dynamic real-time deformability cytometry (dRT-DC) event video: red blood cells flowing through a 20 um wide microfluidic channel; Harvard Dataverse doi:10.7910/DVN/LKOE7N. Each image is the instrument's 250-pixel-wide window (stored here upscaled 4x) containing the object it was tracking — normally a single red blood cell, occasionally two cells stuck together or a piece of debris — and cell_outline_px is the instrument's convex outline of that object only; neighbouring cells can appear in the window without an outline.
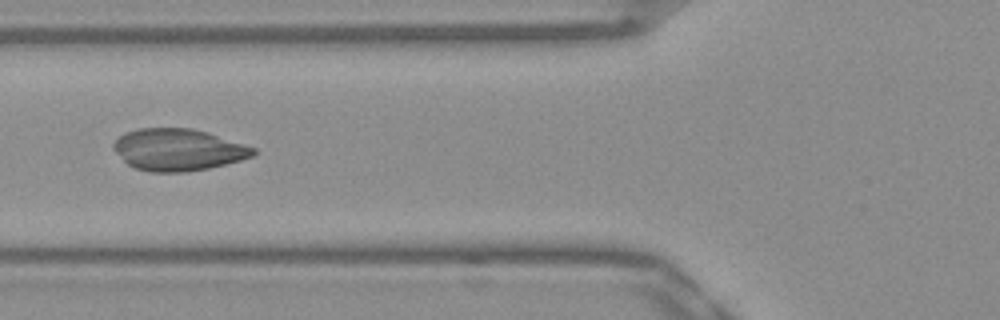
{"species": "Egyptian fruit bat (a non-hibernating species)", "species_latin": "Rousettus aegyptiacus", "temperature_condition": "warm", "stored_images_in_passage": 37, "camera_frame_rate_fps": 3000, "um_per_image_px": 0.085, "frame": {"image": 1, "passage_image": 5, "time_ms": 1.333, "image_size_px": [1000, 320], "cell_outline_px": [[256, 152], [252, 156], [240, 160], [208, 168], [188, 172], [148, 172], [136, 168], [128, 164], [112, 148], [112, 144], [124, 132], [140, 128], [192, 128], [208, 132], [256, 148]], "centroid_in_image_um": [15.13, 12.72], "position_along_channel_um": 110.7, "area_um2": 34.04}}
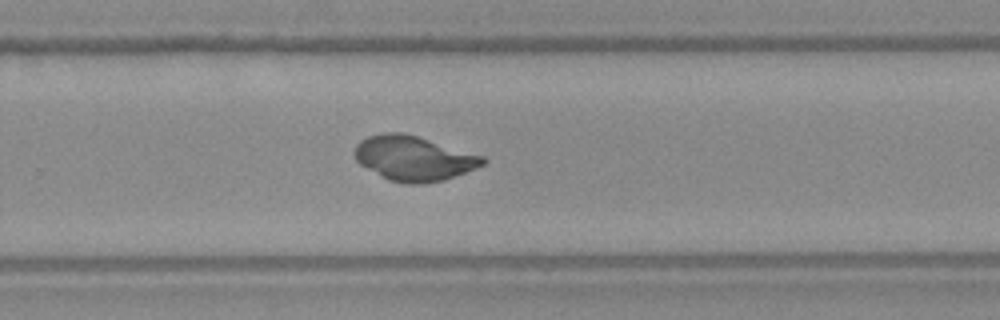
{"frame": {"image": 2, "passage_image": 19, "time_ms": 6.0, "image_size_px": [1000, 320], "cell_outline_px": [[488, 160], [484, 164], [476, 168], [444, 180], [424, 184], [408, 184], [388, 180], [360, 164], [356, 160], [352, 152], [356, 144], [360, 140], [368, 136], [380, 132], [404, 132], [484, 156]], "centroid_in_image_um": [35.14, 13.45], "position_along_channel_um": 294.7, "area_um2": 33.7}}
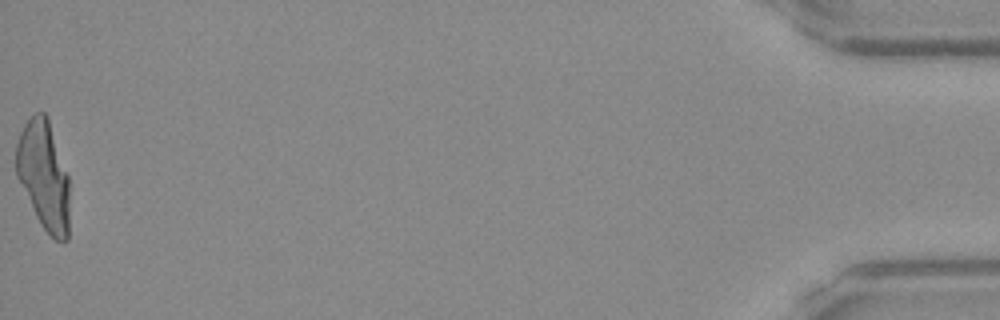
{"frame": {"image": 3, "passage_image": 37, "time_ms": 12.0, "image_size_px": [1000, 320], "cell_outline_px": [[68, 240], [56, 240], [40, 224], [16, 176], [16, 144], [20, 132], [24, 124], [36, 112], [44, 112], [48, 116], [68, 176]], "centroid_in_image_um": [3.7, 14.87], "position_along_channel_um": 431.5, "area_um2": 33.52}}